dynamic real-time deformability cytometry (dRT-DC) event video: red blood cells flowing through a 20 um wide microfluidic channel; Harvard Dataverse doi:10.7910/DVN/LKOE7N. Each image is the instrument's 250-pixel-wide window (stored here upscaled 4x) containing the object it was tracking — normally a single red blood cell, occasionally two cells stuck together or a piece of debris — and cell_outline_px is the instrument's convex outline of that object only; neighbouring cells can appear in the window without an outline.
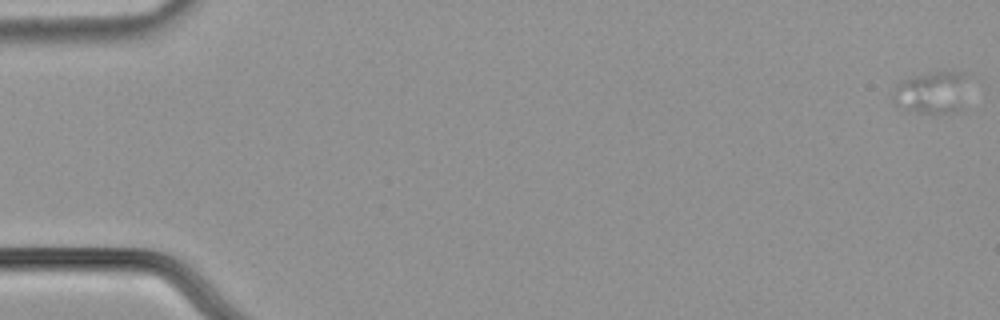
{"species": "common noctule bat (a hibernating species)", "species_latin": "Nyctalus noctula", "temperature_condition": "cold", "stored_images_in_passage": 14, "camera_frame_rate_fps": 3000, "um_per_image_px": 0.085, "animal": {"sex": "male", "body_mass_g": 21.5, "forearm_length_mm": 52.0}, "frame": {"image": 1, "passage_image": 1, "time_ms": 0.0, "image_size_px": [1000, 320], "cell_outline_px": [[964, 108], [960, 112], [920, 112], [900, 108], [892, 100], [892, 96], [900, 80], [912, 76], [928, 72], [964, 72]], "centroid_in_image_um": [79.18, 7.87], "position_along_channel_um": 5.8, "area_um2": 18.32}}